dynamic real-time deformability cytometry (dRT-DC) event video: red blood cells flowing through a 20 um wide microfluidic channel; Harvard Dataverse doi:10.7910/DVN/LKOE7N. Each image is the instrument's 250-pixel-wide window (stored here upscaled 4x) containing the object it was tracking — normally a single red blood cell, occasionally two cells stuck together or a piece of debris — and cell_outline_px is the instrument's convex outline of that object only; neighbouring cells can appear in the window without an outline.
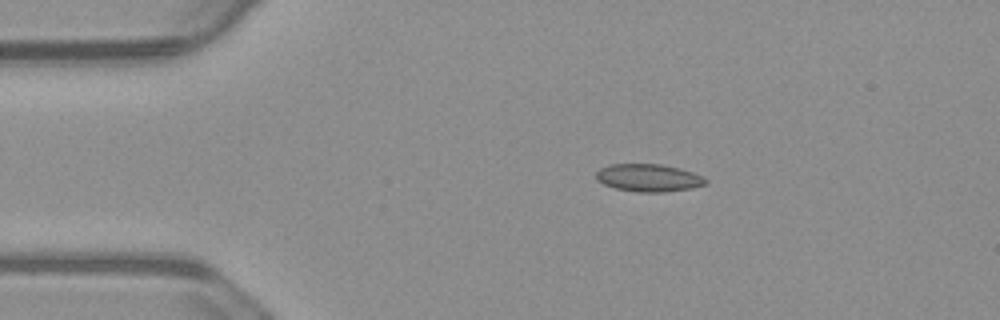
{"species": "common noctule bat (a hibernating species)", "species_latin": "Nyctalus noctula", "temperature_condition": "warm", "stored_images_in_passage": 46, "camera_frame_rate_fps": 3000, "um_per_image_px": 0.085, "animal": {"sex": "male", "body_mass_g": 23.1, "forearm_length_mm": 52.7}, "frame": {"image": 1, "passage_image": 1, "time_ms": 0.0, "image_size_px": [1000, 320], "cell_outline_px": [[708, 184], [692, 188], [664, 192], [636, 192], [616, 188], [604, 184], [596, 180], [596, 172], [600, 168], [612, 164], [660, 164], [680, 168], [704, 176], [708, 180]], "centroid_in_image_um": [55.16, 15.11], "position_along_channel_um": 29.8, "area_um2": 17.74}}
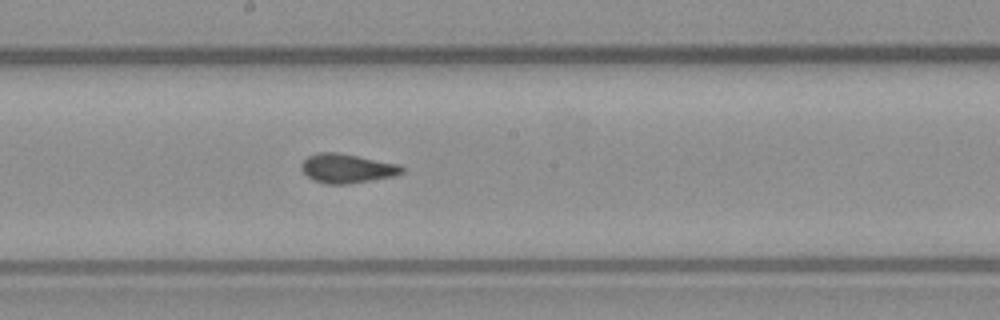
{"frame": {"image": 2, "passage_image": 20, "time_ms": 6.333, "image_size_px": [1000, 320], "cell_outline_px": [[404, 172], [392, 176], [348, 184], [328, 184], [316, 180], [308, 176], [300, 168], [300, 164], [308, 156], [316, 152], [340, 152], [400, 164], [404, 168]], "centroid_in_image_um": [29.5, 14.29], "position_along_channel_um": 218.7, "area_um2": 17.11}}
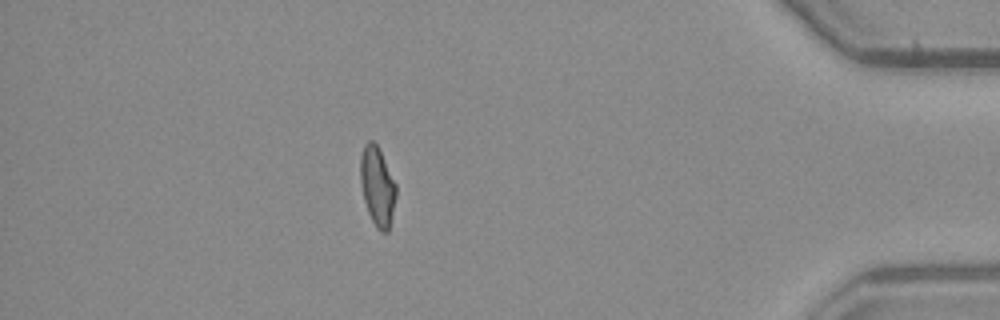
{"frame": {"image": 3, "passage_image": 39, "time_ms": 12.667, "image_size_px": [1000, 320], "cell_outline_px": [[396, 196], [388, 232], [380, 232], [376, 228], [368, 212], [364, 200], [360, 184], [360, 156], [364, 144], [368, 140], [372, 140], [376, 144], [396, 184]], "centroid_in_image_um": [32.05, 15.84], "position_along_channel_um": 403.1, "area_um2": 16.36}, "authors_computed_cell_mechanics": {"area_um2": 16.7042, "velocity_mm_per_s": 3.7124, "shape_relaxation_time_tau1_ms": 5.4459, "shape_relaxation_time_tau2_ms": 0.7184, "deformation_change_tau1": 0.1477, "deformation_change_tau2": 0.0621}}